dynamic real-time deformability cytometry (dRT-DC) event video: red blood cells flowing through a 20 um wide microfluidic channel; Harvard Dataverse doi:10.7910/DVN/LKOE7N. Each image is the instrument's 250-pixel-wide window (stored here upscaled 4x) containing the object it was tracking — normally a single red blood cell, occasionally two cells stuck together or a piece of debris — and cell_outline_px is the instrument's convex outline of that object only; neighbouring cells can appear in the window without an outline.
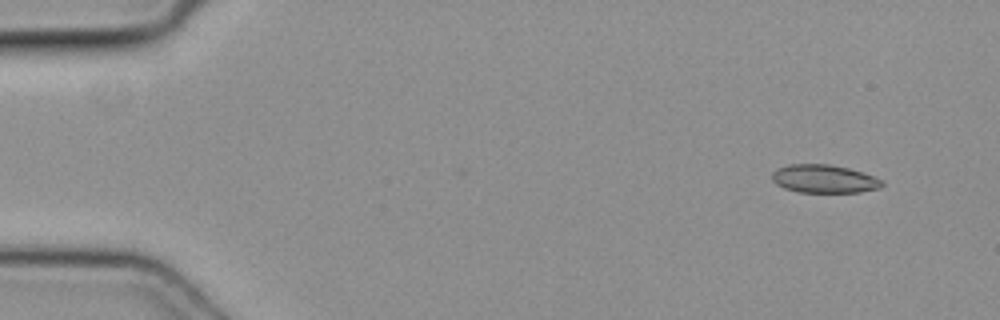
{"species": "common noctule bat (a hibernating species)", "species_latin": "Nyctalus noctula", "temperature_condition": "cold", "stored_images_in_passage": 40, "camera_frame_rate_fps": 3000, "um_per_image_px": 0.085, "animal": {"sex": "female", "body_mass_g": 19.3, "forearm_length_mm": 54.1}, "frame": {"image": 1, "passage_image": 1, "time_ms": 0.0, "image_size_px": [1000, 320], "cell_outline_px": [[884, 184], [880, 188], [860, 192], [796, 192], [784, 188], [776, 184], [772, 180], [772, 172], [788, 164], [828, 164], [848, 168], [884, 180]], "centroid_in_image_um": [70.04, 15.21], "position_along_channel_um": 15.0, "area_um2": 18.03}}
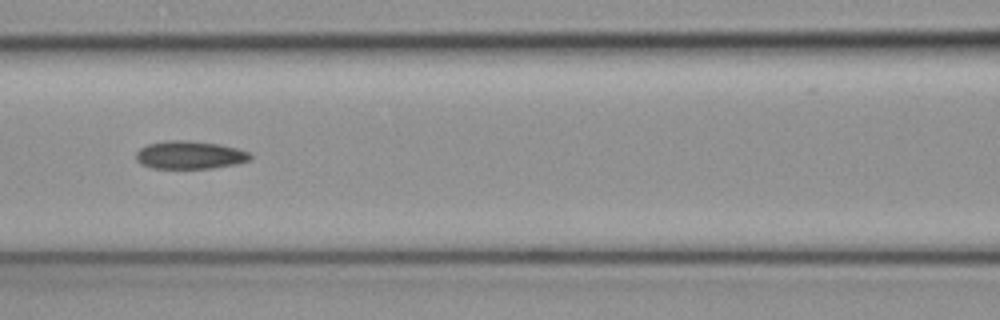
{"frame": {"image": 2, "passage_image": 19, "time_ms": 6.0, "image_size_px": [1000, 320], "cell_outline_px": [[252, 156], [248, 160], [240, 164], [212, 168], [152, 168], [140, 164], [136, 160], [136, 152], [140, 148], [148, 144], [168, 140], [188, 140], [220, 144], [236, 148], [248, 152]], "centroid_in_image_um": [16.12, 13.17], "position_along_channel_um": 150.5, "area_um2": 18.73}}
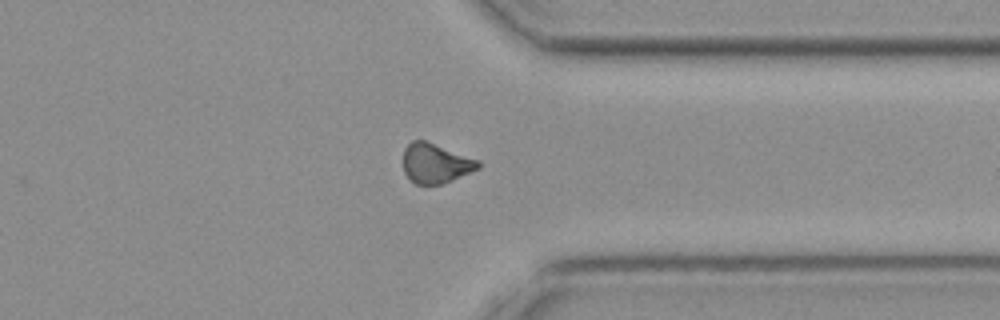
{"frame": {"image": 3, "passage_image": 35, "time_ms": 11.333, "image_size_px": [1000, 320], "cell_outline_px": [[480, 168], [452, 180], [440, 184], [416, 184], [404, 172], [404, 148], [412, 140], [424, 140], [480, 160]], "centroid_in_image_um": [37.04, 13.87], "position_along_channel_um": 374.4, "area_um2": 17.17}}